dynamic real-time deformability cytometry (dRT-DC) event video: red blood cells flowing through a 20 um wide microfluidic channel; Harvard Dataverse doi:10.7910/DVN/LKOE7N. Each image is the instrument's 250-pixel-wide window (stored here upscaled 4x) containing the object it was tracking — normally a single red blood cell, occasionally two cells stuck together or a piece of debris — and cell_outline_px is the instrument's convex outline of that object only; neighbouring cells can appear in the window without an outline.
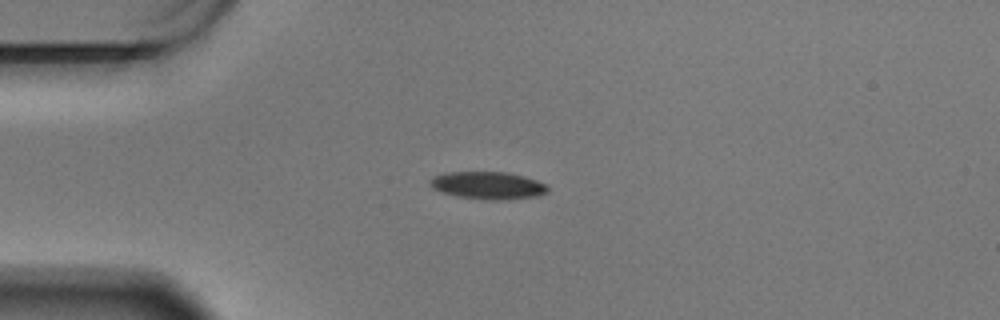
{"species": "Egyptian fruit bat (a non-hibernating species)", "species_latin": "Rousettus aegyptiacus", "temperature_condition": "warm", "stored_images_in_passage": 45, "camera_frame_rate_fps": 3000, "um_per_image_px": 0.085, "animal": {"sex": "male"}, "frame": {"image": 1, "passage_image": 1, "time_ms": 0.0, "image_size_px": [1000, 320], "cell_outline_px": [[548, 192], [536, 196], [460, 196], [440, 192], [432, 188], [428, 184], [428, 180], [432, 176], [444, 172], [508, 172], [524, 176], [536, 180], [544, 184], [548, 188]], "centroid_in_image_um": [41.35, 15.67], "position_along_channel_um": 43.6, "area_um2": 17.63}}
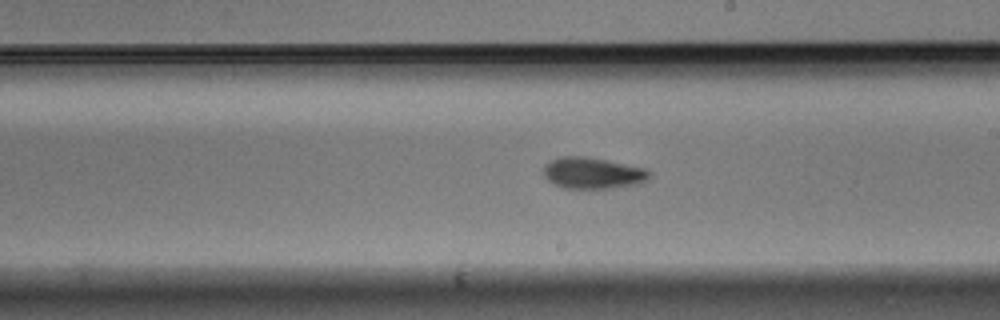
{"frame": {"image": 2, "passage_image": 20, "time_ms": 6.333, "image_size_px": [1000, 320], "cell_outline_px": [[652, 176], [648, 180], [636, 184], [612, 188], [564, 188], [548, 180], [544, 176], [544, 164], [552, 160], [564, 156], [584, 156], [648, 168], [652, 172]], "centroid_in_image_um": [50.44, 14.71], "position_along_channel_um": 238.6, "area_um2": 19.36}}
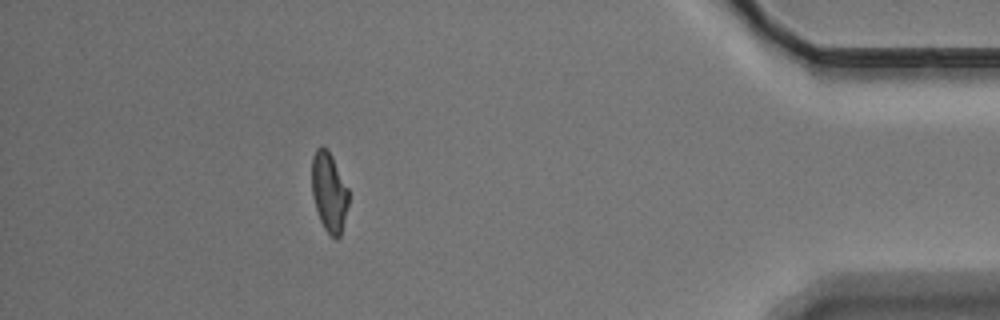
{"frame": {"image": 3, "passage_image": 39, "time_ms": 12.667, "image_size_px": [1000, 320], "cell_outline_px": [[348, 204], [340, 236], [336, 240], [324, 228], [320, 220], [312, 196], [312, 156], [316, 148], [320, 144], [328, 148], [348, 188]], "centroid_in_image_um": [27.96, 16.27], "position_along_channel_um": 407.2, "area_um2": 17.05}, "authors_computed_cell_mechanics": {"area_um2": 18.4382, "velocity_mm_per_s": 3.4282, "shape_relaxation_time_tau1_ms": 3.2627, "shape_relaxation_time_tau2_ms": 3.9378, "deformation_change_tau1": 0.1432, "deformation_change_tau2": 0.1056}}